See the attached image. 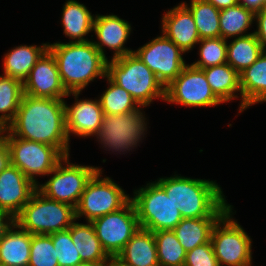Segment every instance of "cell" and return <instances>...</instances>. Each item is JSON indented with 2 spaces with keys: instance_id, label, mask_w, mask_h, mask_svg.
Returning a JSON list of instances; mask_svg holds the SVG:
<instances>
[{
  "instance_id": "obj_35",
  "label": "cell",
  "mask_w": 266,
  "mask_h": 266,
  "mask_svg": "<svg viewBox=\"0 0 266 266\" xmlns=\"http://www.w3.org/2000/svg\"><path fill=\"white\" fill-rule=\"evenodd\" d=\"M28 266H59L50 235L31 234Z\"/></svg>"
},
{
  "instance_id": "obj_7",
  "label": "cell",
  "mask_w": 266,
  "mask_h": 266,
  "mask_svg": "<svg viewBox=\"0 0 266 266\" xmlns=\"http://www.w3.org/2000/svg\"><path fill=\"white\" fill-rule=\"evenodd\" d=\"M229 208L213 226L211 244L219 266H251V239L230 217ZM223 228H221L222 226Z\"/></svg>"
},
{
  "instance_id": "obj_1",
  "label": "cell",
  "mask_w": 266,
  "mask_h": 266,
  "mask_svg": "<svg viewBox=\"0 0 266 266\" xmlns=\"http://www.w3.org/2000/svg\"><path fill=\"white\" fill-rule=\"evenodd\" d=\"M64 99L23 95L13 121L0 131L7 135L56 147L69 156Z\"/></svg>"
},
{
  "instance_id": "obj_40",
  "label": "cell",
  "mask_w": 266,
  "mask_h": 266,
  "mask_svg": "<svg viewBox=\"0 0 266 266\" xmlns=\"http://www.w3.org/2000/svg\"><path fill=\"white\" fill-rule=\"evenodd\" d=\"M4 220H8L9 222L6 223ZM14 224L15 217L5 211H0V240L5 236L6 232L11 227L10 225Z\"/></svg>"
},
{
  "instance_id": "obj_38",
  "label": "cell",
  "mask_w": 266,
  "mask_h": 266,
  "mask_svg": "<svg viewBox=\"0 0 266 266\" xmlns=\"http://www.w3.org/2000/svg\"><path fill=\"white\" fill-rule=\"evenodd\" d=\"M255 19L258 22V30H256L254 34L261 44L263 51H266V8H263L261 11L255 13Z\"/></svg>"
},
{
  "instance_id": "obj_24",
  "label": "cell",
  "mask_w": 266,
  "mask_h": 266,
  "mask_svg": "<svg viewBox=\"0 0 266 266\" xmlns=\"http://www.w3.org/2000/svg\"><path fill=\"white\" fill-rule=\"evenodd\" d=\"M48 49V44L42 46L21 45L5 54L4 75L16 78L21 82L28 77L37 60Z\"/></svg>"
},
{
  "instance_id": "obj_29",
  "label": "cell",
  "mask_w": 266,
  "mask_h": 266,
  "mask_svg": "<svg viewBox=\"0 0 266 266\" xmlns=\"http://www.w3.org/2000/svg\"><path fill=\"white\" fill-rule=\"evenodd\" d=\"M182 4L191 12L200 39L221 37L219 9L205 0H191L190 7Z\"/></svg>"
},
{
  "instance_id": "obj_34",
  "label": "cell",
  "mask_w": 266,
  "mask_h": 266,
  "mask_svg": "<svg viewBox=\"0 0 266 266\" xmlns=\"http://www.w3.org/2000/svg\"><path fill=\"white\" fill-rule=\"evenodd\" d=\"M227 40L222 37L201 39L200 57L201 59L191 65L198 69H206L216 65L227 63Z\"/></svg>"
},
{
  "instance_id": "obj_26",
  "label": "cell",
  "mask_w": 266,
  "mask_h": 266,
  "mask_svg": "<svg viewBox=\"0 0 266 266\" xmlns=\"http://www.w3.org/2000/svg\"><path fill=\"white\" fill-rule=\"evenodd\" d=\"M212 92L222 102L237 98L234 92H240V74L228 63L202 69Z\"/></svg>"
},
{
  "instance_id": "obj_4",
  "label": "cell",
  "mask_w": 266,
  "mask_h": 266,
  "mask_svg": "<svg viewBox=\"0 0 266 266\" xmlns=\"http://www.w3.org/2000/svg\"><path fill=\"white\" fill-rule=\"evenodd\" d=\"M106 75L129 92L139 106H148L154 98L165 100V87L134 52L107 60Z\"/></svg>"
},
{
  "instance_id": "obj_21",
  "label": "cell",
  "mask_w": 266,
  "mask_h": 266,
  "mask_svg": "<svg viewBox=\"0 0 266 266\" xmlns=\"http://www.w3.org/2000/svg\"><path fill=\"white\" fill-rule=\"evenodd\" d=\"M240 87L242 101L239 112L257 102L266 101V51L240 73Z\"/></svg>"
},
{
  "instance_id": "obj_30",
  "label": "cell",
  "mask_w": 266,
  "mask_h": 266,
  "mask_svg": "<svg viewBox=\"0 0 266 266\" xmlns=\"http://www.w3.org/2000/svg\"><path fill=\"white\" fill-rule=\"evenodd\" d=\"M23 95V82L8 75L0 76V113H3L0 115V130L13 121Z\"/></svg>"
},
{
  "instance_id": "obj_42",
  "label": "cell",
  "mask_w": 266,
  "mask_h": 266,
  "mask_svg": "<svg viewBox=\"0 0 266 266\" xmlns=\"http://www.w3.org/2000/svg\"><path fill=\"white\" fill-rule=\"evenodd\" d=\"M205 1L214 5L219 10H223L238 4V0H205Z\"/></svg>"
},
{
  "instance_id": "obj_33",
  "label": "cell",
  "mask_w": 266,
  "mask_h": 266,
  "mask_svg": "<svg viewBox=\"0 0 266 266\" xmlns=\"http://www.w3.org/2000/svg\"><path fill=\"white\" fill-rule=\"evenodd\" d=\"M110 86L102 94L100 100L104 114H125L138 109L141 106L124 88L114 83L107 75Z\"/></svg>"
},
{
  "instance_id": "obj_8",
  "label": "cell",
  "mask_w": 266,
  "mask_h": 266,
  "mask_svg": "<svg viewBox=\"0 0 266 266\" xmlns=\"http://www.w3.org/2000/svg\"><path fill=\"white\" fill-rule=\"evenodd\" d=\"M10 151V164L38 185L34 175H49L64 155L54 146L4 135Z\"/></svg>"
},
{
  "instance_id": "obj_37",
  "label": "cell",
  "mask_w": 266,
  "mask_h": 266,
  "mask_svg": "<svg viewBox=\"0 0 266 266\" xmlns=\"http://www.w3.org/2000/svg\"><path fill=\"white\" fill-rule=\"evenodd\" d=\"M184 266H219L211 241L188 251Z\"/></svg>"
},
{
  "instance_id": "obj_16",
  "label": "cell",
  "mask_w": 266,
  "mask_h": 266,
  "mask_svg": "<svg viewBox=\"0 0 266 266\" xmlns=\"http://www.w3.org/2000/svg\"><path fill=\"white\" fill-rule=\"evenodd\" d=\"M25 174L9 164L0 173V211L15 217L37 189Z\"/></svg>"
},
{
  "instance_id": "obj_14",
  "label": "cell",
  "mask_w": 266,
  "mask_h": 266,
  "mask_svg": "<svg viewBox=\"0 0 266 266\" xmlns=\"http://www.w3.org/2000/svg\"><path fill=\"white\" fill-rule=\"evenodd\" d=\"M133 52L151 69L164 87L186 66L182 58L184 52L164 34Z\"/></svg>"
},
{
  "instance_id": "obj_32",
  "label": "cell",
  "mask_w": 266,
  "mask_h": 266,
  "mask_svg": "<svg viewBox=\"0 0 266 266\" xmlns=\"http://www.w3.org/2000/svg\"><path fill=\"white\" fill-rule=\"evenodd\" d=\"M159 266H184L186 251L173 230L153 232Z\"/></svg>"
},
{
  "instance_id": "obj_10",
  "label": "cell",
  "mask_w": 266,
  "mask_h": 266,
  "mask_svg": "<svg viewBox=\"0 0 266 266\" xmlns=\"http://www.w3.org/2000/svg\"><path fill=\"white\" fill-rule=\"evenodd\" d=\"M100 173L101 171H97L88 181L75 208L76 219L83 215L88 222H91L120 210L131 200L112 179L109 177L100 179Z\"/></svg>"
},
{
  "instance_id": "obj_36",
  "label": "cell",
  "mask_w": 266,
  "mask_h": 266,
  "mask_svg": "<svg viewBox=\"0 0 266 266\" xmlns=\"http://www.w3.org/2000/svg\"><path fill=\"white\" fill-rule=\"evenodd\" d=\"M59 266H76L83 263L70 234V228L50 234Z\"/></svg>"
},
{
  "instance_id": "obj_39",
  "label": "cell",
  "mask_w": 266,
  "mask_h": 266,
  "mask_svg": "<svg viewBox=\"0 0 266 266\" xmlns=\"http://www.w3.org/2000/svg\"><path fill=\"white\" fill-rule=\"evenodd\" d=\"M10 164V151L6 139L0 133V173Z\"/></svg>"
},
{
  "instance_id": "obj_41",
  "label": "cell",
  "mask_w": 266,
  "mask_h": 266,
  "mask_svg": "<svg viewBox=\"0 0 266 266\" xmlns=\"http://www.w3.org/2000/svg\"><path fill=\"white\" fill-rule=\"evenodd\" d=\"M238 3L254 14L266 8V0H238Z\"/></svg>"
},
{
  "instance_id": "obj_18",
  "label": "cell",
  "mask_w": 266,
  "mask_h": 266,
  "mask_svg": "<svg viewBox=\"0 0 266 266\" xmlns=\"http://www.w3.org/2000/svg\"><path fill=\"white\" fill-rule=\"evenodd\" d=\"M93 30L100 42L93 44L98 48L99 52L107 60L102 46H107L115 51L112 59L123 57L133 52L124 46L131 31V26L128 22L120 19L116 15H97L94 18Z\"/></svg>"
},
{
  "instance_id": "obj_2",
  "label": "cell",
  "mask_w": 266,
  "mask_h": 266,
  "mask_svg": "<svg viewBox=\"0 0 266 266\" xmlns=\"http://www.w3.org/2000/svg\"><path fill=\"white\" fill-rule=\"evenodd\" d=\"M174 202L183 218H220L231 208L213 181L182 176L156 182Z\"/></svg>"
},
{
  "instance_id": "obj_19",
  "label": "cell",
  "mask_w": 266,
  "mask_h": 266,
  "mask_svg": "<svg viewBox=\"0 0 266 266\" xmlns=\"http://www.w3.org/2000/svg\"><path fill=\"white\" fill-rule=\"evenodd\" d=\"M162 28L163 34L184 53L201 40L191 12L182 3L163 16Z\"/></svg>"
},
{
  "instance_id": "obj_12",
  "label": "cell",
  "mask_w": 266,
  "mask_h": 266,
  "mask_svg": "<svg viewBox=\"0 0 266 266\" xmlns=\"http://www.w3.org/2000/svg\"><path fill=\"white\" fill-rule=\"evenodd\" d=\"M165 101L192 107L215 106L222 103L212 92L202 69L186 65L165 87Z\"/></svg>"
},
{
  "instance_id": "obj_15",
  "label": "cell",
  "mask_w": 266,
  "mask_h": 266,
  "mask_svg": "<svg viewBox=\"0 0 266 266\" xmlns=\"http://www.w3.org/2000/svg\"><path fill=\"white\" fill-rule=\"evenodd\" d=\"M23 90L25 95L32 97L62 99L70 95L62 84L56 60L48 49L24 80Z\"/></svg>"
},
{
  "instance_id": "obj_6",
  "label": "cell",
  "mask_w": 266,
  "mask_h": 266,
  "mask_svg": "<svg viewBox=\"0 0 266 266\" xmlns=\"http://www.w3.org/2000/svg\"><path fill=\"white\" fill-rule=\"evenodd\" d=\"M134 204L140 228L156 232L173 230L183 219L180 209L168 198L166 192L156 183L134 192Z\"/></svg>"
},
{
  "instance_id": "obj_11",
  "label": "cell",
  "mask_w": 266,
  "mask_h": 266,
  "mask_svg": "<svg viewBox=\"0 0 266 266\" xmlns=\"http://www.w3.org/2000/svg\"><path fill=\"white\" fill-rule=\"evenodd\" d=\"M91 223L109 257H116L140 228L131 200L120 210L96 218Z\"/></svg>"
},
{
  "instance_id": "obj_20",
  "label": "cell",
  "mask_w": 266,
  "mask_h": 266,
  "mask_svg": "<svg viewBox=\"0 0 266 266\" xmlns=\"http://www.w3.org/2000/svg\"><path fill=\"white\" fill-rule=\"evenodd\" d=\"M116 257L129 266H159L154 233L139 228Z\"/></svg>"
},
{
  "instance_id": "obj_17",
  "label": "cell",
  "mask_w": 266,
  "mask_h": 266,
  "mask_svg": "<svg viewBox=\"0 0 266 266\" xmlns=\"http://www.w3.org/2000/svg\"><path fill=\"white\" fill-rule=\"evenodd\" d=\"M75 96L76 103L68 107L65 104L66 132L70 140V133L87 137L96 135L100 130L104 112L100 100H80L77 97L80 92H71Z\"/></svg>"
},
{
  "instance_id": "obj_23",
  "label": "cell",
  "mask_w": 266,
  "mask_h": 266,
  "mask_svg": "<svg viewBox=\"0 0 266 266\" xmlns=\"http://www.w3.org/2000/svg\"><path fill=\"white\" fill-rule=\"evenodd\" d=\"M73 223L70 227L72 241L84 263L104 265L109 256L103 250L91 222Z\"/></svg>"
},
{
  "instance_id": "obj_3",
  "label": "cell",
  "mask_w": 266,
  "mask_h": 266,
  "mask_svg": "<svg viewBox=\"0 0 266 266\" xmlns=\"http://www.w3.org/2000/svg\"><path fill=\"white\" fill-rule=\"evenodd\" d=\"M63 86L68 93L81 92L96 77H106L107 60L93 41L48 44Z\"/></svg>"
},
{
  "instance_id": "obj_31",
  "label": "cell",
  "mask_w": 266,
  "mask_h": 266,
  "mask_svg": "<svg viewBox=\"0 0 266 266\" xmlns=\"http://www.w3.org/2000/svg\"><path fill=\"white\" fill-rule=\"evenodd\" d=\"M254 19L255 14L239 3L220 10L219 24L221 37L226 40L228 37L236 35L237 37H239L238 35L244 36L243 33L250 27Z\"/></svg>"
},
{
  "instance_id": "obj_9",
  "label": "cell",
  "mask_w": 266,
  "mask_h": 266,
  "mask_svg": "<svg viewBox=\"0 0 266 266\" xmlns=\"http://www.w3.org/2000/svg\"><path fill=\"white\" fill-rule=\"evenodd\" d=\"M62 161L67 166H63ZM97 171L101 170L98 167L70 164L67 155L57 163L50 173H54V176L44 185H36V188L47 198L76 208L88 181Z\"/></svg>"
},
{
  "instance_id": "obj_5",
  "label": "cell",
  "mask_w": 266,
  "mask_h": 266,
  "mask_svg": "<svg viewBox=\"0 0 266 266\" xmlns=\"http://www.w3.org/2000/svg\"><path fill=\"white\" fill-rule=\"evenodd\" d=\"M76 220L75 208L44 196L37 189L21 211L15 216L16 228L32 235H50L68 230Z\"/></svg>"
},
{
  "instance_id": "obj_25",
  "label": "cell",
  "mask_w": 266,
  "mask_h": 266,
  "mask_svg": "<svg viewBox=\"0 0 266 266\" xmlns=\"http://www.w3.org/2000/svg\"><path fill=\"white\" fill-rule=\"evenodd\" d=\"M219 218H183L173 229L186 252L208 243Z\"/></svg>"
},
{
  "instance_id": "obj_13",
  "label": "cell",
  "mask_w": 266,
  "mask_h": 266,
  "mask_svg": "<svg viewBox=\"0 0 266 266\" xmlns=\"http://www.w3.org/2000/svg\"><path fill=\"white\" fill-rule=\"evenodd\" d=\"M146 124L140 107L125 114H104L97 138L105 147L115 151H126L137 146L144 135Z\"/></svg>"
},
{
  "instance_id": "obj_22",
  "label": "cell",
  "mask_w": 266,
  "mask_h": 266,
  "mask_svg": "<svg viewBox=\"0 0 266 266\" xmlns=\"http://www.w3.org/2000/svg\"><path fill=\"white\" fill-rule=\"evenodd\" d=\"M11 225L5 236L0 240V265L28 266L30 259L31 234L22 228L12 230Z\"/></svg>"
},
{
  "instance_id": "obj_43",
  "label": "cell",
  "mask_w": 266,
  "mask_h": 266,
  "mask_svg": "<svg viewBox=\"0 0 266 266\" xmlns=\"http://www.w3.org/2000/svg\"><path fill=\"white\" fill-rule=\"evenodd\" d=\"M107 262L103 266H129V265L123 263L117 257H109L108 260H107Z\"/></svg>"
},
{
  "instance_id": "obj_28",
  "label": "cell",
  "mask_w": 266,
  "mask_h": 266,
  "mask_svg": "<svg viewBox=\"0 0 266 266\" xmlns=\"http://www.w3.org/2000/svg\"><path fill=\"white\" fill-rule=\"evenodd\" d=\"M263 49L254 32L235 38L227 44V63L239 74L251 66L262 54Z\"/></svg>"
},
{
  "instance_id": "obj_44",
  "label": "cell",
  "mask_w": 266,
  "mask_h": 266,
  "mask_svg": "<svg viewBox=\"0 0 266 266\" xmlns=\"http://www.w3.org/2000/svg\"><path fill=\"white\" fill-rule=\"evenodd\" d=\"M76 266H103V265H98V264H92V263H81Z\"/></svg>"
},
{
  "instance_id": "obj_27",
  "label": "cell",
  "mask_w": 266,
  "mask_h": 266,
  "mask_svg": "<svg viewBox=\"0 0 266 266\" xmlns=\"http://www.w3.org/2000/svg\"><path fill=\"white\" fill-rule=\"evenodd\" d=\"M62 13L64 34L74 39V42L89 41L84 36L93 31L94 17L86 6L75 0H68L63 6Z\"/></svg>"
}]
</instances>
